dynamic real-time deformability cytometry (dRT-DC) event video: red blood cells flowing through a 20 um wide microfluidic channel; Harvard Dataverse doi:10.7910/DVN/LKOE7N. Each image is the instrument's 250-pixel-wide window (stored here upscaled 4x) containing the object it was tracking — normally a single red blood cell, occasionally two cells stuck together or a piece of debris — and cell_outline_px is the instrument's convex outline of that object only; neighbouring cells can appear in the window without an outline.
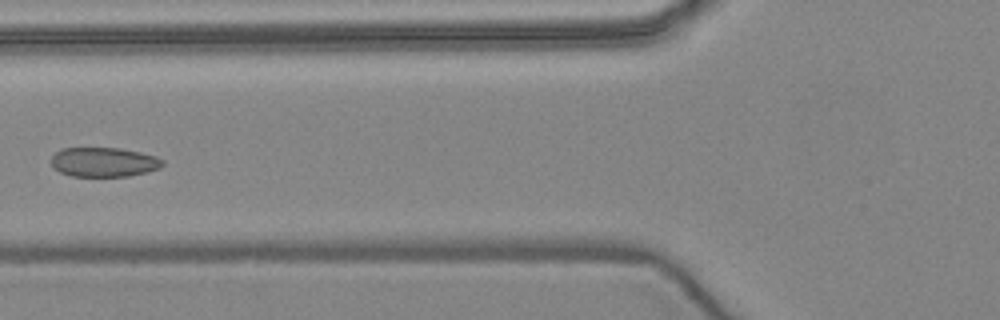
{"species": "common noctule bat (a hibernating species)", "species_latin": "Nyctalus noctula", "temperature_condition": "warm", "stored_images_in_passage": 7, "camera_frame_rate_fps": 3000, "um_per_image_px": 0.085, "animal": {"sex": "female", "body_mass_g": 24.6, "forearm_length_mm": 56.2}, "frame": {"image": 1, "passage_image": 7, "time_ms": 7.667, "image_size_px": [1000, 320], "cell_outline_px": [[164, 164], [160, 168], [148, 172], [128, 176], [72, 176], [60, 172], [52, 168], [52, 156], [60, 148], [120, 148], [140, 152], [156, 156], [164, 160]], "centroid_in_image_um": [8.84, 13.77], "position_along_channel_um": 117.0, "area_um2": 19.25}}